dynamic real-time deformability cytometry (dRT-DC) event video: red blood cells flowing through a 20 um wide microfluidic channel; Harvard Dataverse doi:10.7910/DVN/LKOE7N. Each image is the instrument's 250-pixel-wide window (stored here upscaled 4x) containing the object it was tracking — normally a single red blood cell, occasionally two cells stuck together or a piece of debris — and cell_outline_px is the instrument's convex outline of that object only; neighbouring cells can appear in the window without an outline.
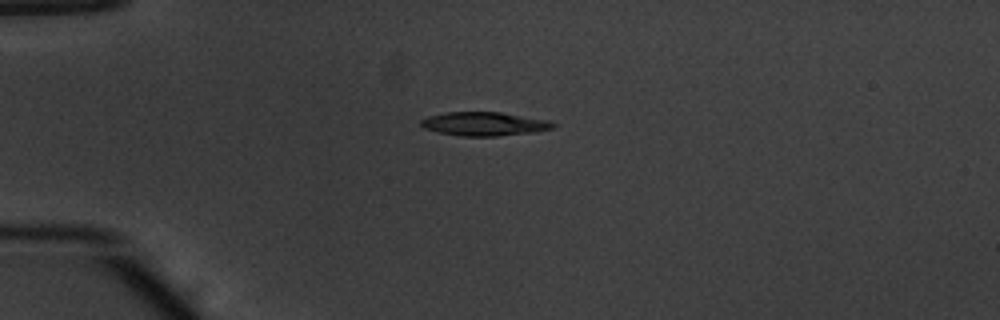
{"species": "common noctule bat (a hibernating species)", "species_latin": "Nyctalus noctula", "temperature_condition": "warm", "stored_images_in_passage": 40, "camera_frame_rate_fps": 3000, "um_per_image_px": 0.085, "animal": {"sex": "male", "body_mass_g": 20.1, "forearm_length_mm": 53.5}, "frame": {"image": 1, "passage_image": 1, "time_ms": 0.0, "image_size_px": [1000, 320], "cell_outline_px": [[556, 128], [536, 132], [496, 136], [460, 136], [436, 132], [424, 128], [420, 124], [420, 120], [428, 116], [444, 112], [500, 112], [548, 120], [556, 124]], "centroid_in_image_um": [41.16, 10.53], "position_along_channel_um": 43.8, "area_um2": 18.44}}
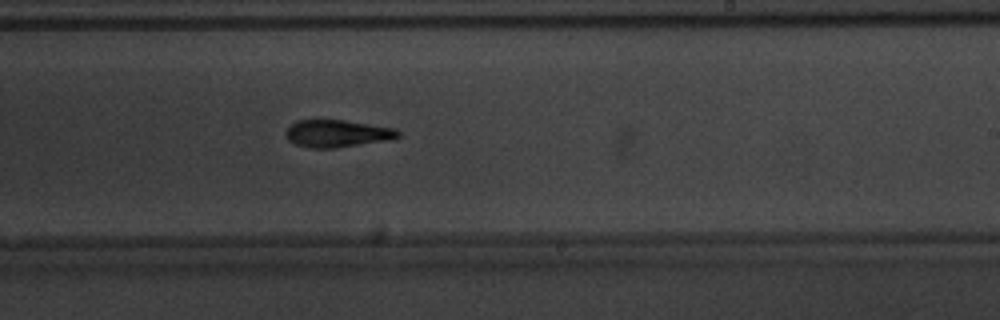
{"frame": {"image": 2, "passage_image": 20, "time_ms": 6.333, "image_size_px": [1000, 320], "cell_outline_px": [[400, 136], [392, 140], [336, 148], [312, 148], [296, 144], [288, 140], [284, 132], [296, 120], [344, 120], [396, 128], [400, 132]], "centroid_in_image_um": [28.7, 11.35], "position_along_channel_um": 260.3, "area_um2": 18.03}}
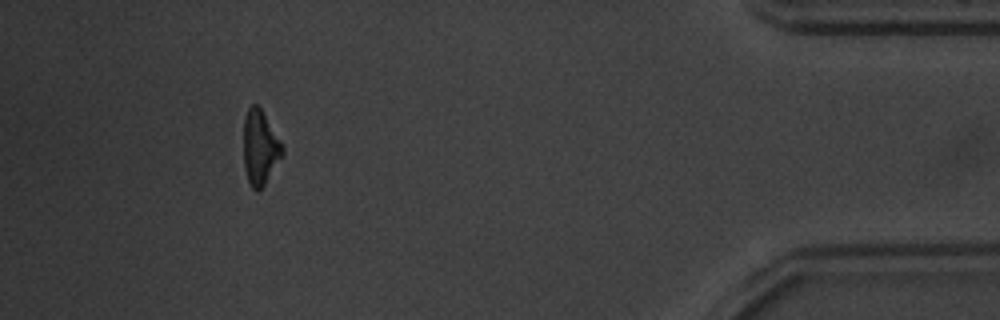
{"frame": {"image": 3, "passage_image": 36, "time_ms": 11.667, "image_size_px": [1000, 320], "cell_outline_px": [[284, 156], [264, 184], [256, 192], [252, 188], [248, 180], [244, 168], [244, 116], [248, 108], [252, 104], [256, 104], [260, 108], [280, 140], [284, 148]], "centroid_in_image_um": [22.11, 12.55], "position_along_channel_um": 413.1, "area_um2": 16.82}, "authors_computed_cell_mechanics": {"area_um2": 18.0914, "velocity_mm_per_s": 3.861, "shape_relaxation_time_tau1_ms": 3.9276, "shape_relaxation_time_tau2_ms": 4.4779, "deformation_change_tau1": 0.1851, "deformation_change_tau2": 0.1402}}